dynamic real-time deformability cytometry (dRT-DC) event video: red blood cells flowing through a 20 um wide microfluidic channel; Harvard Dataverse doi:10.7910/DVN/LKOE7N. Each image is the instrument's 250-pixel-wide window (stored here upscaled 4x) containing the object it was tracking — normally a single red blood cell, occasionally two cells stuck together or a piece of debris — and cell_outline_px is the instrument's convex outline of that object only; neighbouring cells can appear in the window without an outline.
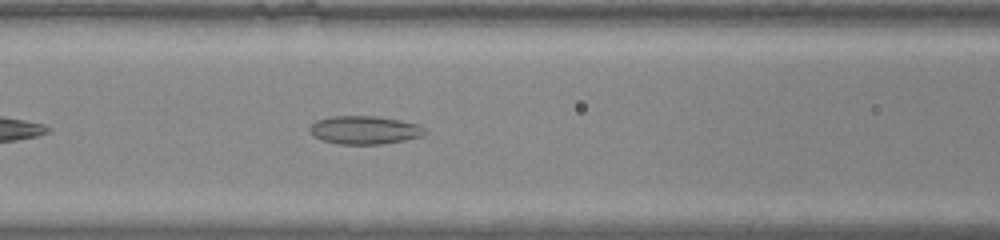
{"species": "common noctule bat (a hibernating species)", "species_latin": "Nyctalus noctula", "temperature_condition": "warm", "stored_images_in_passage": 36, "camera_frame_rate_fps": 3000, "um_per_image_px": 0.085, "animal": {"sex": "male", "body_mass_g": 20.0, "forearm_length_mm": 53.3}, "frame": {"image": 1, "passage_image": 8, "time_ms": 2.333, "image_size_px": [1000, 240], "cell_outline_px": [[428, 132], [424, 136], [404, 140], [380, 144], [340, 144], [324, 140], [312, 136], [308, 128], [316, 120], [332, 116], [376, 116], [400, 120], [420, 124], [428, 128]], "centroid_in_image_um": [31.04, 11.04], "position_along_channel_um": 135.6, "area_um2": 19.19}}
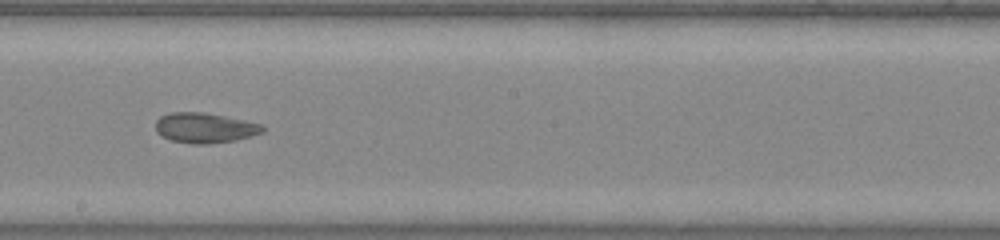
{"frame": {"image": 2, "passage_image": 15, "time_ms": 4.667, "image_size_px": [1000, 240], "cell_outline_px": [[264, 132], [252, 136], [236, 140], [208, 144], [192, 144], [172, 140], [160, 136], [156, 132], [156, 120], [160, 116], [172, 112], [204, 112], [264, 124]], "centroid_in_image_um": [17.42, 10.87], "position_along_channel_um": 230.8, "area_um2": 18.96}}
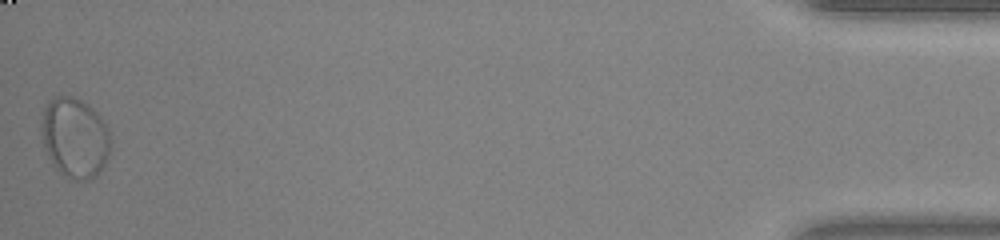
{"frame": {"image": 3, "passage_image": 36, "time_ms": 11.667, "image_size_px": [1000, 240], "cell_outline_px": [[112, 140], [108, 156], [104, 168], [96, 176], [88, 180], [72, 180], [60, 172], [52, 164], [44, 148], [40, 128], [40, 124], [44, 108], [48, 100], [52, 96], [72, 96], [88, 104], [100, 116], [108, 128]], "centroid_in_image_um": [6.36, 11.71], "position_along_channel_um": 428.8, "area_um2": 32.89}, "authors_computed_cell_mechanics": {"area_um2": 19.8832, "velocity_mm_per_s": 4.09, "shape_relaxation_time_tau1_ms": null, "shape_relaxation_time_tau2_ms": 1.5654, "deformation_change_tau1": null, "deformation_change_tau2": 0.0654}}